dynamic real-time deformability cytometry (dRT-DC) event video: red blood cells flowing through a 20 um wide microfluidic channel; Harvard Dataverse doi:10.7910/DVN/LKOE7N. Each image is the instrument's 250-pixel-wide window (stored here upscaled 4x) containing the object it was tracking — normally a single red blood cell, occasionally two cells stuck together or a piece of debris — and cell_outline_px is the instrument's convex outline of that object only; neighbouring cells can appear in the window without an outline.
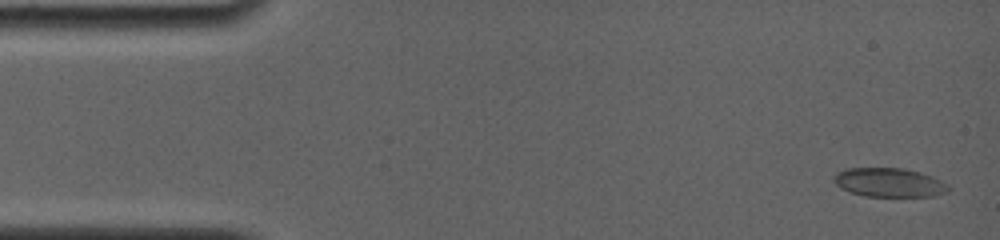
{"species": "common noctule bat (a hibernating species)", "species_latin": "Nyctalus noctula", "temperature_condition": "room temperature", "stored_images_in_passage": 46, "camera_frame_rate_fps": 4000, "um_per_image_px": 0.085, "animal": {"sex": "female", "body_mass_g": 19.0, "forearm_length_mm": 56.7}, "frame": {"image": 1, "passage_image": 1, "time_ms": 0.0, "image_size_px": [1000, 240], "cell_outline_px": [[952, 188], [948, 192], [936, 196], [864, 196], [848, 192], [840, 188], [832, 180], [832, 176], [836, 172], [848, 168], [904, 168], [920, 172], [932, 176], [948, 184]], "centroid_in_image_um": [75.58, 15.51], "position_along_channel_um": 9.4, "area_um2": 19.65}}
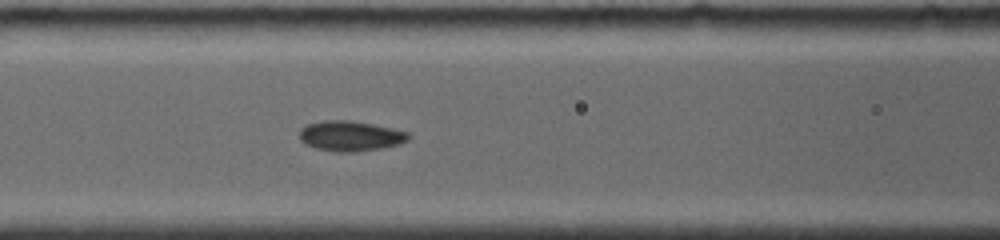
{"frame": {"image": 2, "passage_image": 20, "time_ms": 6.25, "image_size_px": [1000, 240], "cell_outline_px": [[408, 140], [400, 144], [380, 148], [356, 152], [336, 152], [316, 148], [304, 144], [300, 140], [300, 128], [308, 124], [324, 120], [348, 120], [372, 124], [392, 128], [408, 132]], "centroid_in_image_um": [29.75, 11.56], "position_along_channel_um": 136.8, "area_um2": 19.13}}
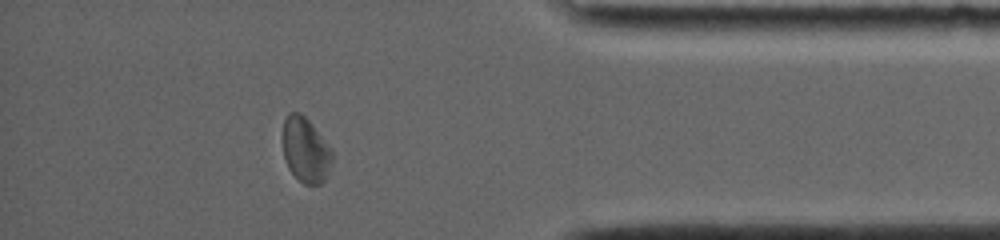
{"frame": {"image": 3, "passage_image": 39, "time_ms": 13.75, "image_size_px": [1000, 240], "cell_outline_px": [[332, 160], [324, 180], [320, 184], [304, 184], [288, 168], [284, 156], [284, 120], [288, 112], [300, 112], [308, 120], [332, 148]], "centroid_in_image_um": [25.98, 12.73], "position_along_channel_um": 409.2, "area_um2": 18.38}, "authors_computed_cell_mechanics": {"area_um2": 18.8428, "velocity_mm_per_s": 3.8475, "shape_relaxation_time_tau1_ms": 2.8208, "shape_relaxation_time_tau2_ms": 1.7313, "deformation_change_tau1": 0.114, "deformation_change_tau2": 0.0601}}